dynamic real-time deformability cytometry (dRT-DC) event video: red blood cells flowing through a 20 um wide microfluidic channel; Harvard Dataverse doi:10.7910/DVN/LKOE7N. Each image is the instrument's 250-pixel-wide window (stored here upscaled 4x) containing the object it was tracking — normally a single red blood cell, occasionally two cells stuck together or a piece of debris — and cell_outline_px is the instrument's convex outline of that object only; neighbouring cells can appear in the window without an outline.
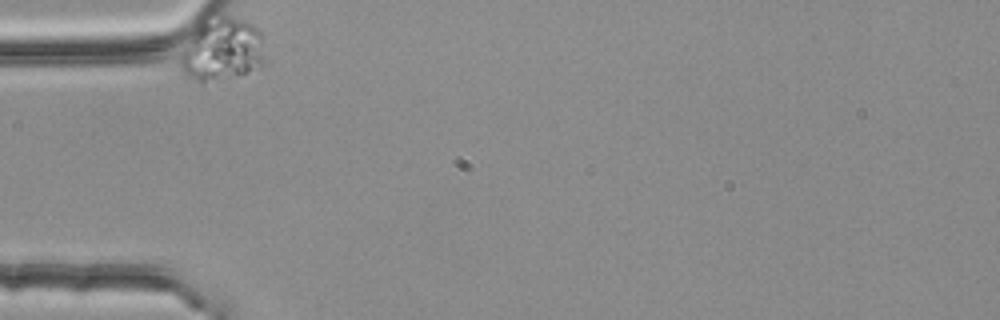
{"species": "common noctule bat (a hibernating species)", "species_latin": "Nyctalus noctula", "temperature_condition": "room temperature", "stored_images_in_passage": 3, "camera_frame_rate_fps": 3000, "um_per_image_px": 0.085, "animal": {"sex": "female", "body_mass_g": 25.1}, "frame": {"image": 1, "passage_image": 1, "time_ms": 0.0, "image_size_px": [1000, 320], "cell_outline_px": [[264, 64], [260, 68], [248, 72], [204, 84], [200, 84], [188, 76], [180, 68], [180, 48], [192, 32], [200, 24], [224, 12], [252, 24], [260, 32]], "centroid_in_image_um": [18.83, 4.22], "position_along_channel_um": 66.2, "area_um2": 31.44}}
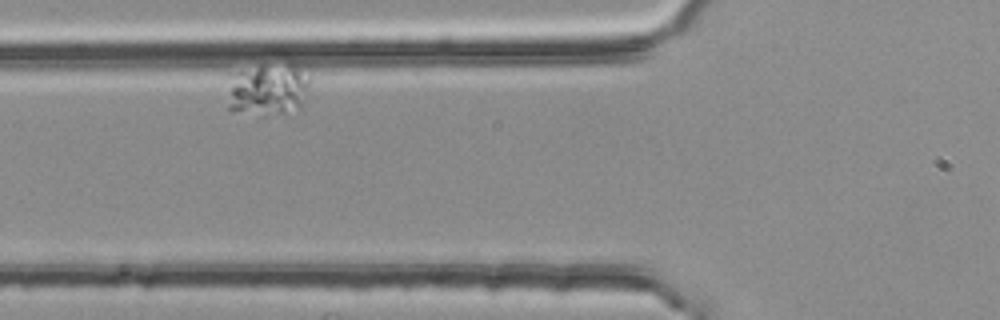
{"frame": {"image": 2, "passage_image": 2, "time_ms": 0.333, "image_size_px": [1000, 320], "cell_outline_px": [[308, 84], [300, 108], [284, 112], [264, 116], [232, 112], [228, 108], [232, 88], [236, 72], [288, 60], [296, 64], [308, 76]], "centroid_in_image_um": [22.84, 7.6], "position_along_channel_um": 103.0, "area_um2": 24.68}}
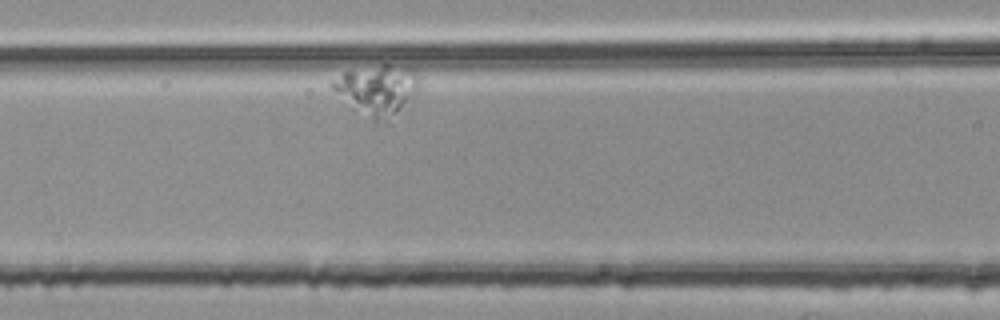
{"frame": {"image": 3, "passage_image": 3, "time_ms": 0.667, "image_size_px": [1000, 320], "cell_outline_px": [[420, 88], [392, 124], [388, 124], [372, 120], [352, 108], [328, 84], [344, 72], [384, 60], [412, 68], [416, 72], [420, 80]], "centroid_in_image_um": [32.15, 7.62], "position_along_channel_um": 134.5, "area_um2": 26.99}}